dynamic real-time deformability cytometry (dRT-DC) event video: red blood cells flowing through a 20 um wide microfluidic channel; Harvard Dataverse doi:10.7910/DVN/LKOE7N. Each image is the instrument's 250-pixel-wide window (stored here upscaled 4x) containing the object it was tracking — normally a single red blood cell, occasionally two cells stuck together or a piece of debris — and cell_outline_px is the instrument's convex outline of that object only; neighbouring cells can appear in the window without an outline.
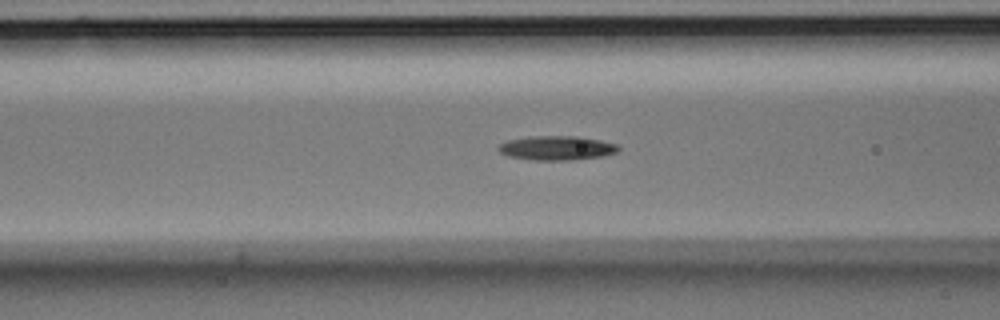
{"species": "Egyptian fruit bat (a non-hibernating species)", "species_latin": "Rousettus aegyptiacus", "temperature_condition": "room temperature", "stored_images_in_passage": 39, "camera_frame_rate_fps": 3000, "um_per_image_px": 0.085, "animal": {"sex": "male"}, "frame": {"image": 1, "passage_image": 11, "time_ms": 3.333, "image_size_px": [1000, 320], "cell_outline_px": [[620, 148], [616, 152], [604, 156], [572, 160], [532, 160], [508, 156], [500, 152], [496, 148], [500, 144], [508, 140], [528, 136], [580, 136], [600, 140], [616, 144]], "centroid_in_image_um": [47.31, 12.58], "position_along_channel_um": 119.3, "area_um2": 17.05}}
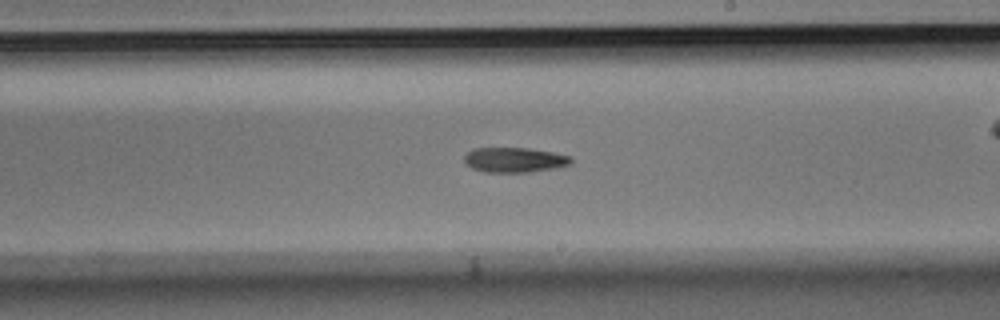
{"frame": {"image": 2, "passage_image": 21, "time_ms": 6.667, "image_size_px": [1000, 320], "cell_outline_px": [[572, 164], [552, 168], [528, 172], [484, 172], [472, 168], [464, 164], [464, 156], [472, 148], [528, 148], [552, 152], [572, 156]], "centroid_in_image_um": [43.7, 13.58], "position_along_channel_um": 245.3, "area_um2": 15.55}}
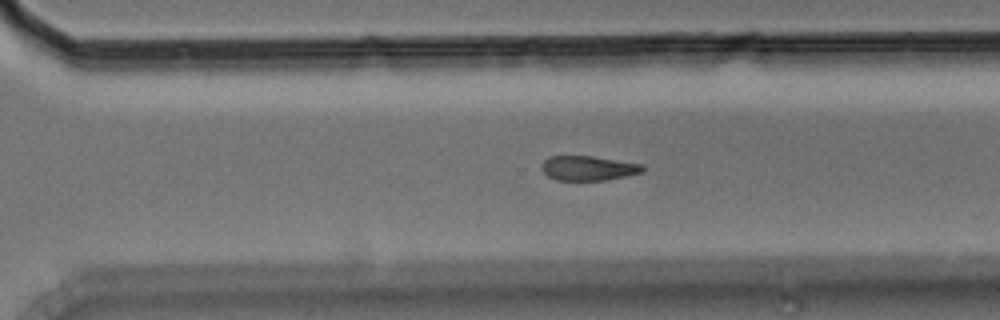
{"frame": {"image": 3, "passage_image": 27, "time_ms": 8.667, "image_size_px": [1000, 320], "cell_outline_px": [[644, 172], [628, 176], [604, 180], [556, 180], [548, 176], [540, 168], [540, 164], [548, 156], [592, 156], [644, 164]], "centroid_in_image_um": [50.01, 14.29], "position_along_channel_um": 320.6, "area_um2": 14.68}, "authors_computed_cell_mechanics": {"area_um2": 15.9528, "velocity_mm_per_s": 3.7757, "shape_relaxation_time_tau1_ms": 3.8587, "shape_relaxation_time_tau2_ms": null, "deformation_change_tau1": 0.1337, "deformation_change_tau2": null}}